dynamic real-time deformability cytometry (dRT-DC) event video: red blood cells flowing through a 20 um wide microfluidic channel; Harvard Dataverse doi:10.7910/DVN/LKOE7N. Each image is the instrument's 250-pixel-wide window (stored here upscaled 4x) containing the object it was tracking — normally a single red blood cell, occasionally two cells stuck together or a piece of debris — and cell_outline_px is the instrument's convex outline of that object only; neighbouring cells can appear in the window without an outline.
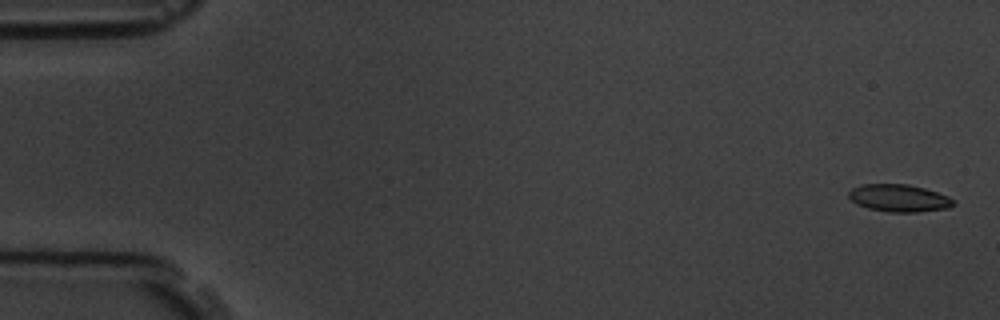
{"species": "common noctule bat (a hibernating species)", "species_latin": "Nyctalus noctula", "temperature_condition": "room temperature", "stored_images_in_passage": 18, "camera_frame_rate_fps": 3000, "um_per_image_px": 0.085, "animal": {"sex": "male", "body_mass_g": 19.5, "forearm_length_mm": 54.6}, "frame": {"image": 1, "passage_image": 2, "time_ms": 0.333, "image_size_px": [1000, 320], "cell_outline_px": [[956, 204], [948, 208], [916, 212], [888, 212], [868, 208], [856, 204], [848, 196], [848, 192], [852, 188], [860, 184], [908, 184], [924, 188], [948, 196]], "centroid_in_image_um": [76.39, 16.83], "position_along_channel_um": 8.6, "area_um2": 16.7}}
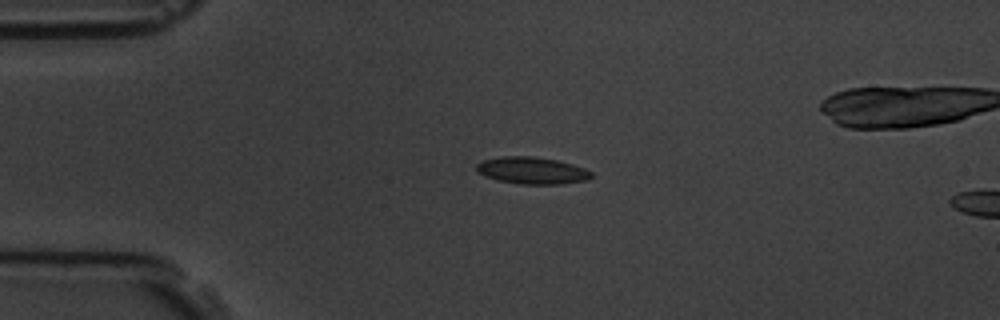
{"frame": {"image": 2, "passage_image": 14, "time_ms": 4.333, "image_size_px": [1000, 320], "cell_outline_px": [[592, 176], [588, 180], [560, 184], [520, 184], [496, 180], [484, 176], [476, 172], [476, 164], [480, 160], [500, 156], [532, 156], [556, 160], [572, 164], [584, 168], [592, 172]], "centroid_in_image_um": [45.17, 14.49], "position_along_channel_um": 39.8, "area_um2": 18.26}}